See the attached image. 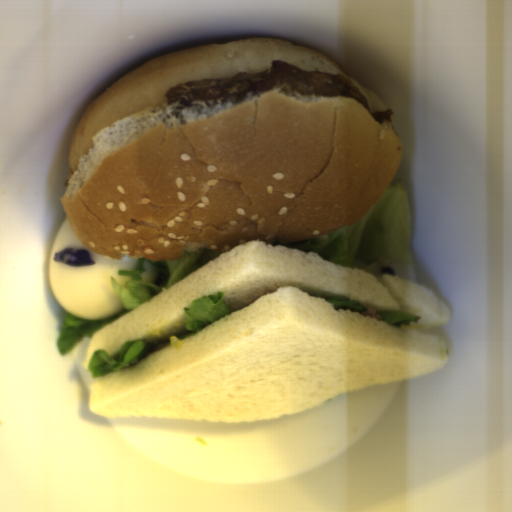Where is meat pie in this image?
I'll use <instances>...</instances> for the list:
<instances>
[{
  "instance_id": "obj_1",
  "label": "meat pie",
  "mask_w": 512,
  "mask_h": 512,
  "mask_svg": "<svg viewBox=\"0 0 512 512\" xmlns=\"http://www.w3.org/2000/svg\"><path fill=\"white\" fill-rule=\"evenodd\" d=\"M271 90H291L321 98L346 97L358 101L380 125L394 122L392 109L371 111L360 90L345 76L306 70L294 64L272 60L265 71L240 72L229 78H203L170 87L163 96L171 115L182 110L203 109L224 103L237 104L250 94Z\"/></svg>"
}]
</instances>
